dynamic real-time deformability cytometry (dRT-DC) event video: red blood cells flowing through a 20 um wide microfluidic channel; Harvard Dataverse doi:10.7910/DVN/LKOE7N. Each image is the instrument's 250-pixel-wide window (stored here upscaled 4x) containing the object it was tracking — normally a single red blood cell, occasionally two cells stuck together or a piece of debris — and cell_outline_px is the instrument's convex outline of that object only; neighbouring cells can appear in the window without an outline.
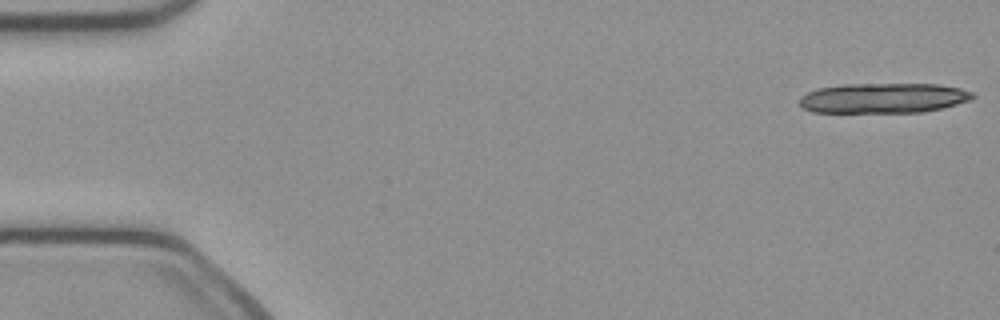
{"species": "common noctule bat (a hibernating species)", "species_latin": "Nyctalus noctula", "temperature_condition": "cold", "stored_images_in_passage": 16, "camera_frame_rate_fps": 3000, "um_per_image_px": 0.085, "animal": {"sex": "female", "body_mass_g": 21.9}, "frame": {"image": 1, "passage_image": 1, "time_ms": 0.0, "image_size_px": [1000, 320], "cell_outline_px": [[976, 96], [968, 100], [956, 104], [924, 112], [812, 112], [800, 108], [800, 96], [816, 88], [844, 84], [940, 84], [960, 88], [972, 92]], "centroid_in_image_um": [75.05, 8.33], "position_along_channel_um": 10.0, "area_um2": 30.4}}